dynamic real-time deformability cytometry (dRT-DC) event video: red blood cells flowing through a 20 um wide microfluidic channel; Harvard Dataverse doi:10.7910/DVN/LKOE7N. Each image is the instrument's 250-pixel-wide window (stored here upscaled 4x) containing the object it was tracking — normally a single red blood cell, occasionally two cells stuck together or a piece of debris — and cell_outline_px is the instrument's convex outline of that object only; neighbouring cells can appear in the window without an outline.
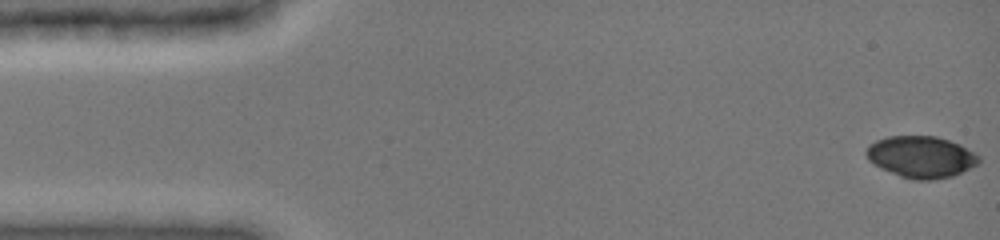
{"species": "common noctule bat (a hibernating species)", "species_latin": "Nyctalus noctula", "temperature_condition": "cold", "stored_images_in_passage": 25, "camera_frame_rate_fps": 3000, "um_per_image_px": 0.085, "animal": {"sex": "female", "body_mass_g": 19.0, "forearm_length_mm": 51.5}, "frame": {"image": 1, "passage_image": 1, "time_ms": 0.0, "image_size_px": [1000, 240], "cell_outline_px": [[980, 160], [976, 164], [952, 176], [928, 180], [920, 180], [900, 176], [868, 160], [864, 152], [868, 144], [876, 140], [888, 136], [936, 136], [960, 144], [976, 152], [980, 156]], "centroid_in_image_um": [78.29, 13.31], "position_along_channel_um": 6.7, "area_um2": 27.05}}
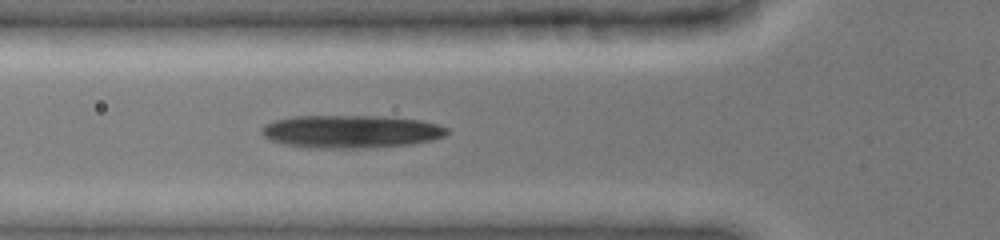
{"frame": {"image": 2, "passage_image": 17, "time_ms": 5.333, "image_size_px": [1000, 240], "cell_outline_px": [[448, 132], [444, 136], [432, 140], [412, 144], [356, 148], [308, 148], [284, 144], [272, 140], [264, 136], [260, 132], [260, 128], [264, 124], [276, 120], [296, 116], [384, 116], [420, 120], [436, 124], [448, 128]], "centroid_in_image_um": [29.8, 11.18], "position_along_channel_um": 96.0, "area_um2": 35.49}}
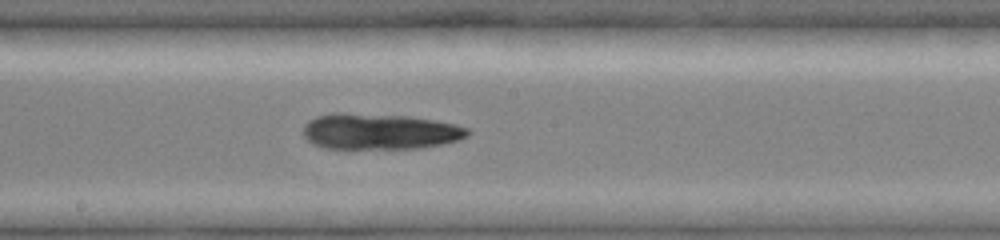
{"frame": {"image": 3, "passage_image": 25, "time_ms": 8.333, "image_size_px": [1000, 240], "cell_outline_px": [[472, 132], [468, 136], [460, 140], [440, 144], [416, 148], [324, 148], [308, 140], [304, 136], [304, 124], [308, 120], [316, 116], [332, 112], [344, 112], [408, 116], [436, 120], [456, 124], [468, 128]], "centroid_in_image_um": [32.28, 11.15], "position_along_channel_um": 215.9, "area_um2": 34.56}}